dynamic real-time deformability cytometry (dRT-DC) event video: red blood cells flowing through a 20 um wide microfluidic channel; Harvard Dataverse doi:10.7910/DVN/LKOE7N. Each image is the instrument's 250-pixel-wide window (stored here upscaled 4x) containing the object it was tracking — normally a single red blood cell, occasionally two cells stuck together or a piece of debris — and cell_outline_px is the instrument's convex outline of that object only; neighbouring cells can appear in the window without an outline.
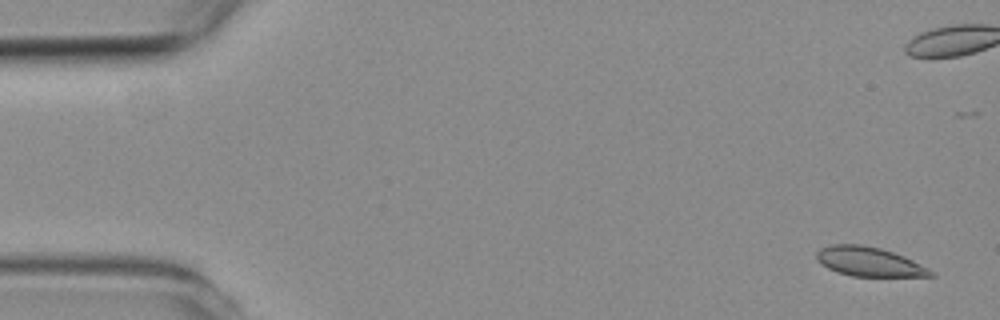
{"species": "common noctule bat (a hibernating species)", "species_latin": "Nyctalus noctula", "temperature_condition": "room temperature", "stored_images_in_passage": 3, "segment_of_instrument_passage": [2, 2], "camera_frame_rate_fps": 3000, "um_per_image_px": 0.085, "animal": {"sex": "female", "body_mass_g": 19.3, "forearm_length_mm": 54.1}, "frame": {"image": 1, "passage_image": 3, "time_ms": 2.333, "image_size_px": [1000, 320], "cell_outline_px": [[936, 276], [852, 276], [836, 272], [828, 268], [816, 256], [816, 252], [820, 248], [832, 244], [860, 244], [880, 248], [904, 256], [936, 272]], "centroid_in_image_um": [73.89, 22.24], "position_along_channel_um": 11.1, "area_um2": 19.31}}